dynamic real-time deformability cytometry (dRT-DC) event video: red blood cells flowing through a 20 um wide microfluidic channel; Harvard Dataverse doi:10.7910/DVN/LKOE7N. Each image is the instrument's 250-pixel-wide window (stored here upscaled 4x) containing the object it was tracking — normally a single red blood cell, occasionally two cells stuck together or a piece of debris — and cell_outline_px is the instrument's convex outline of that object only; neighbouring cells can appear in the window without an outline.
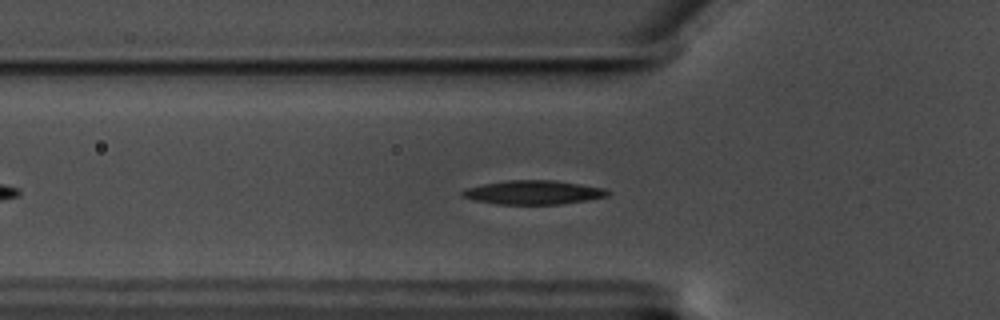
{"species": "common noctule bat (a hibernating species)", "species_latin": "Nyctalus noctula", "temperature_condition": "warm", "stored_images_in_passage": 50, "camera_frame_rate_fps": 3000, "um_per_image_px": 0.085, "animal": {"sex": "male", "body_mass_g": 17.5, "forearm_length_mm": 52.3}, "frame": {"image": 1, "passage_image": 10, "time_ms": 3.0, "image_size_px": [1000, 320], "cell_outline_px": [[612, 192], [608, 196], [588, 200], [560, 204], [496, 204], [476, 200], [460, 196], [460, 192], [464, 188], [504, 180], [552, 180], [580, 184], [604, 188]], "centroid_in_image_um": [45.32, 16.35], "position_along_channel_um": 80.5, "area_um2": 20.35}}
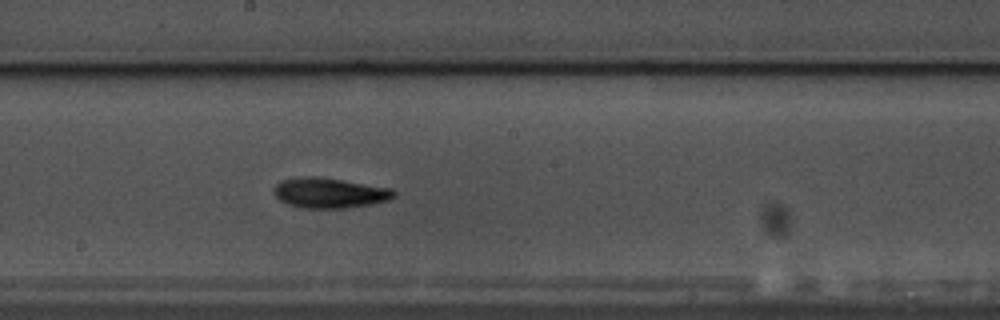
{"frame": {"image": 2, "passage_image": 22, "time_ms": 7.0, "image_size_px": [1000, 320], "cell_outline_px": [[396, 196], [388, 200], [372, 204], [348, 208], [300, 208], [288, 204], [280, 200], [276, 196], [276, 184], [284, 180], [308, 176], [312, 176], [340, 180], [392, 188], [396, 192]], "centroid_in_image_um": [28.07, 16.42], "position_along_channel_um": 220.1, "area_um2": 20.81}}
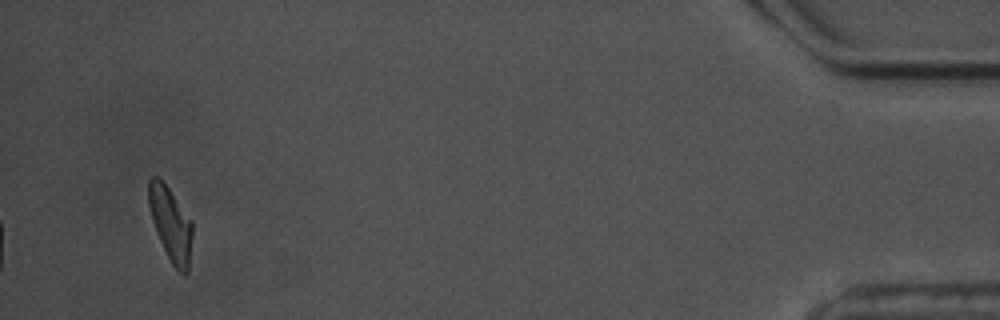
{"frame": {"image": 3, "passage_image": 46, "time_ms": 15.0, "image_size_px": [1000, 320], "cell_outline_px": [[192, 236], [188, 272], [184, 276], [172, 264], [160, 240], [152, 220], [148, 204], [148, 180], [152, 176], [156, 176], [168, 188], [192, 220]], "centroid_in_image_um": [14.51, 19.04], "position_along_channel_um": 420.7, "area_um2": 18.55}, "authors_computed_cell_mechanics": {"area_um2": 19.6231, "velocity_mm_per_s": 3.5024, "shape_relaxation_time_tau1_ms": 3.6617, "shape_relaxation_time_tau2_ms": 3.2429, "deformation_change_tau1": 0.1416, "deformation_change_tau2": 0.097}}